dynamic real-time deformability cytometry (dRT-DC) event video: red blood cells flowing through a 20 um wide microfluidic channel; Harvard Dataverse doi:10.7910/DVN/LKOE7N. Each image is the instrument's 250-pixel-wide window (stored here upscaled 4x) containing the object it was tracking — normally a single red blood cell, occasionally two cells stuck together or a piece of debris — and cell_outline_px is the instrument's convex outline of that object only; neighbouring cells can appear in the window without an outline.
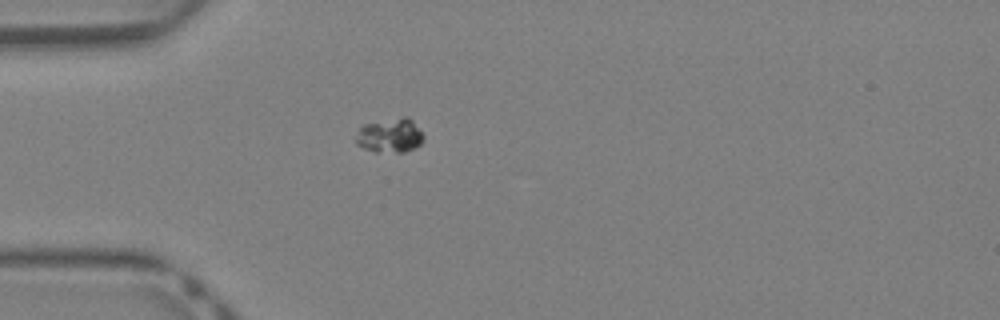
{"species": "Egyptian fruit bat (a non-hibernating species)", "species_latin": "Rousettus aegyptiacus", "temperature_condition": "warm", "stored_images_in_passage": 30, "camera_frame_rate_fps": 3000, "um_per_image_px": 0.085, "animal": {"sex": "female"}, "frame": {"image": 1, "passage_image": 1, "time_ms": 0.0, "image_size_px": [1000, 320], "cell_outline_px": [[424, 140], [416, 148], [404, 152], [376, 152], [364, 148], [356, 144], [356, 136], [360, 128], [364, 124], [404, 116], [408, 116], [424, 132]], "centroid_in_image_um": [33.2, 11.52], "position_along_channel_um": 51.8, "area_um2": 13.7}}
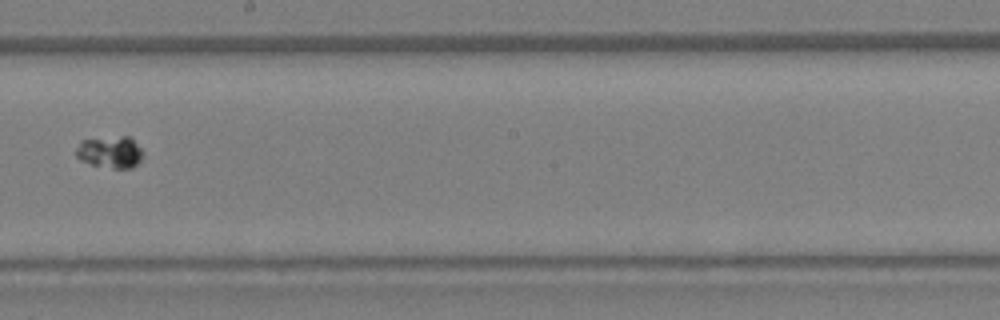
{"frame": {"image": 2, "passage_image": 13, "time_ms": 4.0, "image_size_px": [1000, 320], "cell_outline_px": [[144, 156], [132, 168], [112, 168], [92, 164], [80, 160], [76, 156], [76, 148], [80, 140], [124, 136], [132, 136], [144, 152]], "centroid_in_image_um": [9.39, 12.91], "position_along_channel_um": 238.8, "area_um2": 12.54}}
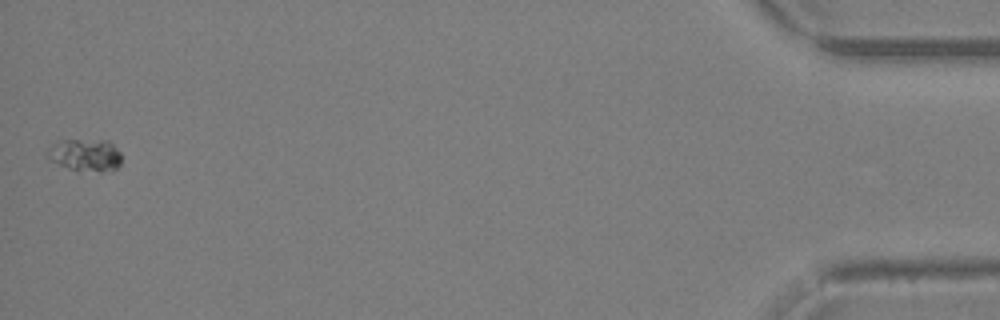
{"frame": {"image": 3, "passage_image": 30, "time_ms": 9.667, "image_size_px": [1000, 320], "cell_outline_px": [[120, 164], [112, 172], [100, 172], [68, 168], [44, 156], [48, 148], [56, 140], [108, 140], [120, 152]], "centroid_in_image_um": [7.24, 13.17], "position_along_channel_um": 428.0, "area_um2": 14.05}}